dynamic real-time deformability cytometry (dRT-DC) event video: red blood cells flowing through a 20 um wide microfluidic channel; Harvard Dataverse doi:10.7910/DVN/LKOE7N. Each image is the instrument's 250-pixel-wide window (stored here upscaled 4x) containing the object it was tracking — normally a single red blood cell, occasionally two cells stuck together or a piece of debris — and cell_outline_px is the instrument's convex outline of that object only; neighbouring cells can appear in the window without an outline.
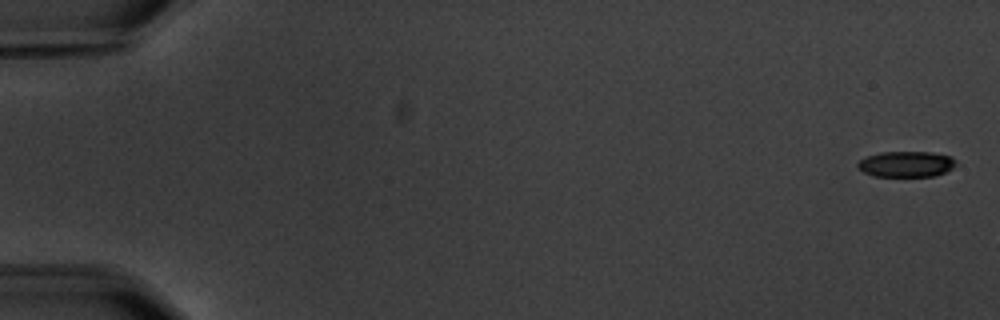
{"species": "common noctule bat (a hibernating species)", "species_latin": "Nyctalus noctula", "temperature_condition": "warm", "stored_images_in_passage": 3, "camera_frame_rate_fps": 3000, "um_per_image_px": 0.085, "animal": {"sex": "male", "body_mass_g": 20.1, "forearm_length_mm": 53.5}, "frame": {"image": 1, "passage_image": 1, "time_ms": 0.0, "image_size_px": [1000, 320], "cell_outline_px": [[960, 164], [936, 176], [872, 176], [864, 172], [856, 164], [860, 160], [868, 156], [880, 152], [932, 152], [952, 156]], "centroid_in_image_um": [77.09, 13.94], "position_along_channel_um": 7.9, "area_um2": 14.85}}